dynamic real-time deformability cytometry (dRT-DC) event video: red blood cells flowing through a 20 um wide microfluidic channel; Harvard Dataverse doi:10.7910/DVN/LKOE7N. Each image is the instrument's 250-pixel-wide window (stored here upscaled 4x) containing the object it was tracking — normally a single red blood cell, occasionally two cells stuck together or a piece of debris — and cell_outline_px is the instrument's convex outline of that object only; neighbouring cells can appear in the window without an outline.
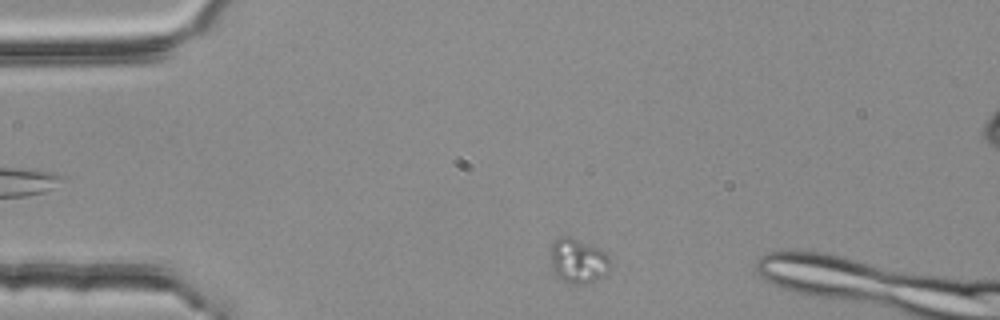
{"species": "common noctule bat (a hibernating species)", "species_latin": "Nyctalus noctula", "temperature_condition": "room temperature", "stored_images_in_passage": 3, "camera_frame_rate_fps": 3000, "um_per_image_px": 0.085, "animal": {"sex": "female", "body_mass_g": 25.1}, "frame": {"image": 1, "passage_image": 3, "time_ms": 0.667, "image_size_px": [1000, 320], "cell_outline_px": [[608, 272], [600, 280], [584, 284], [572, 284], [556, 276], [552, 268], [552, 244], [560, 236], [568, 236], [600, 248], [608, 256]], "centroid_in_image_um": [49.15, 22.19], "position_along_channel_um": 35.8, "area_um2": 15.37}}